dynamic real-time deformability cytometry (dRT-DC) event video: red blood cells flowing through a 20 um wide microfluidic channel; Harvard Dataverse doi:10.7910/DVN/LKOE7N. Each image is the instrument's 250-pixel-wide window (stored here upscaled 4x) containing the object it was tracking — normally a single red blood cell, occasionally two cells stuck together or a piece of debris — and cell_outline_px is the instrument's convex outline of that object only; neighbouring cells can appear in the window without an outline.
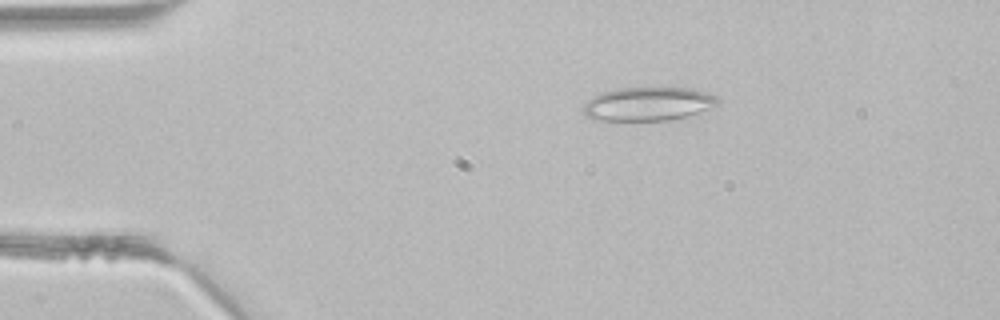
{"species": "common noctule bat (a hibernating species)", "species_latin": "Nyctalus noctula", "temperature_condition": "room temperature", "stored_images_in_passage": 2, "camera_frame_rate_fps": 3000, "um_per_image_px": 0.085, "animal": {"sex": "male", "body_mass_g": 21.5, "forearm_length_mm": 52.0}, "frame": {"image": 1, "passage_image": 1, "time_ms": 0.0, "image_size_px": [1000, 320], "cell_outline_px": [[720, 100], [716, 104], [708, 108], [684, 116], [668, 120], [592, 120], [584, 112], [584, 104], [588, 100], [604, 92], [616, 88], [692, 88], [716, 96]], "centroid_in_image_um": [55.06, 8.83], "position_along_channel_um": 29.9, "area_um2": 25.78}}